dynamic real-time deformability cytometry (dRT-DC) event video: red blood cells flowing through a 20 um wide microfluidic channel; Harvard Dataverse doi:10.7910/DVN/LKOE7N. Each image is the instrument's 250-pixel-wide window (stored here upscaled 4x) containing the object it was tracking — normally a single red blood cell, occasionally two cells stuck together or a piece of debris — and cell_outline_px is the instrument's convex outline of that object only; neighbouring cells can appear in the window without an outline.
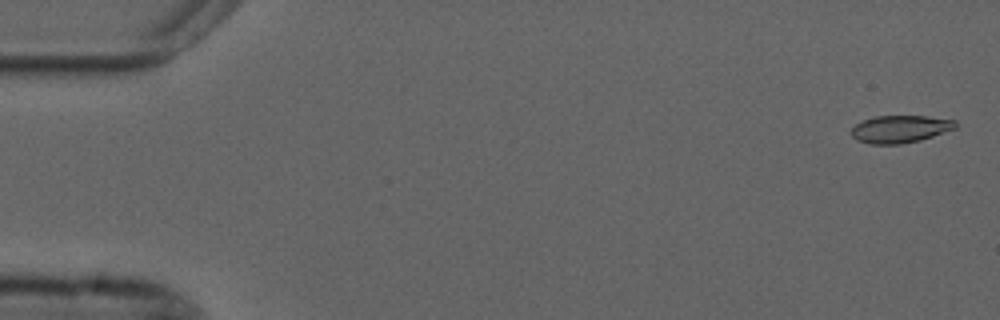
{"species": "common noctule bat (a hibernating species)", "species_latin": "Nyctalus noctula", "temperature_condition": "cold", "stored_images_in_passage": 24, "camera_frame_rate_fps": 3000, "um_per_image_px": 0.085, "animal": {"sex": "male", "forearm_length_mm": 52.5}, "frame": {"image": 1, "passage_image": 2, "time_ms": 0.333, "image_size_px": [1000, 320], "cell_outline_px": [[956, 128], [920, 140], [900, 144], [868, 144], [856, 140], [848, 132], [856, 124], [872, 116], [928, 116], [956, 120]], "centroid_in_image_um": [76.47, 10.97], "position_along_channel_um": 8.5, "area_um2": 16.76}}
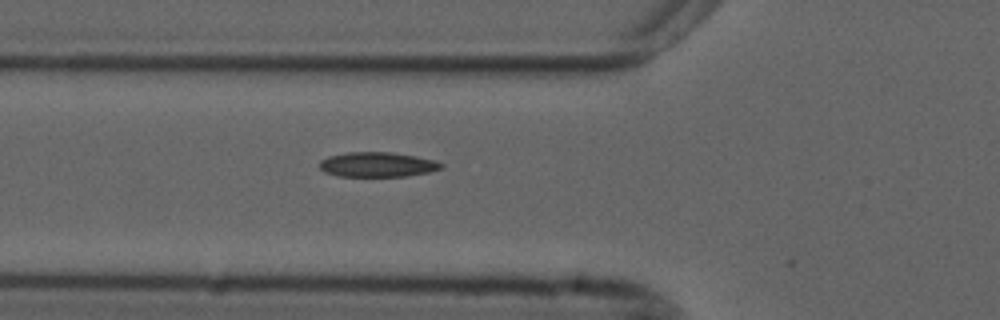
{"frame": {"image": 2, "passage_image": 20, "time_ms": 6.333, "image_size_px": [1000, 320], "cell_outline_px": [[444, 168], [428, 172], [408, 176], [336, 176], [324, 172], [320, 168], [320, 160], [328, 156], [348, 152], [392, 152], [416, 156], [432, 160], [444, 164]], "centroid_in_image_um": [32.07, 13.99], "position_along_channel_um": 93.7, "area_um2": 17.63}}
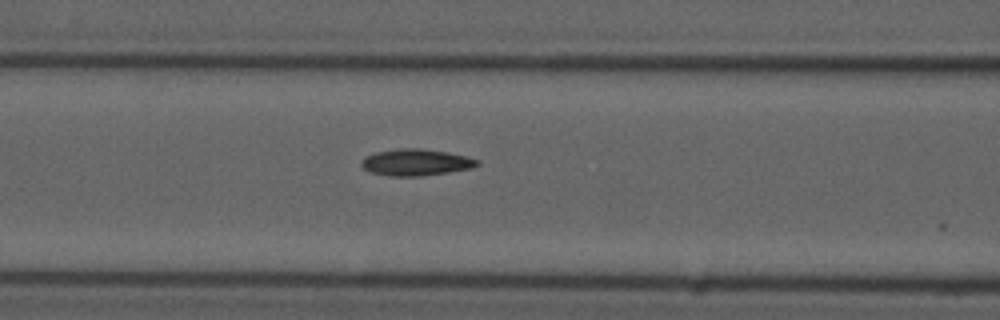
{"frame": {"image": 3, "passage_image": 23, "time_ms": 7.333, "image_size_px": [1000, 320], "cell_outline_px": [[480, 164], [472, 168], [448, 172], [420, 176], [388, 176], [372, 172], [364, 168], [360, 164], [364, 156], [376, 152], [400, 148], [420, 148], [448, 152], [480, 160]], "centroid_in_image_um": [35.35, 13.79], "position_along_channel_um": 131.2, "area_um2": 17.92}}